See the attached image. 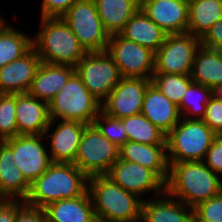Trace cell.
<instances>
[{
    "label": "cell",
    "mask_w": 222,
    "mask_h": 222,
    "mask_svg": "<svg viewBox=\"0 0 222 222\" xmlns=\"http://www.w3.org/2000/svg\"><path fill=\"white\" fill-rule=\"evenodd\" d=\"M165 191L188 207L194 208L222 192V177L203 161L169 163Z\"/></svg>",
    "instance_id": "obj_1"
},
{
    "label": "cell",
    "mask_w": 222,
    "mask_h": 222,
    "mask_svg": "<svg viewBox=\"0 0 222 222\" xmlns=\"http://www.w3.org/2000/svg\"><path fill=\"white\" fill-rule=\"evenodd\" d=\"M88 176L74 163H52L30 184L25 204L44 208L64 199H73L88 190Z\"/></svg>",
    "instance_id": "obj_2"
},
{
    "label": "cell",
    "mask_w": 222,
    "mask_h": 222,
    "mask_svg": "<svg viewBox=\"0 0 222 222\" xmlns=\"http://www.w3.org/2000/svg\"><path fill=\"white\" fill-rule=\"evenodd\" d=\"M97 222H140L143 200L124 190L107 175L88 178Z\"/></svg>",
    "instance_id": "obj_3"
},
{
    "label": "cell",
    "mask_w": 222,
    "mask_h": 222,
    "mask_svg": "<svg viewBox=\"0 0 222 222\" xmlns=\"http://www.w3.org/2000/svg\"><path fill=\"white\" fill-rule=\"evenodd\" d=\"M39 31L32 37V46L42 62L76 64L86 55L70 26L63 18L40 17Z\"/></svg>",
    "instance_id": "obj_4"
},
{
    "label": "cell",
    "mask_w": 222,
    "mask_h": 222,
    "mask_svg": "<svg viewBox=\"0 0 222 222\" xmlns=\"http://www.w3.org/2000/svg\"><path fill=\"white\" fill-rule=\"evenodd\" d=\"M217 136L203 120L182 117L166 135L168 163L203 161Z\"/></svg>",
    "instance_id": "obj_5"
},
{
    "label": "cell",
    "mask_w": 222,
    "mask_h": 222,
    "mask_svg": "<svg viewBox=\"0 0 222 222\" xmlns=\"http://www.w3.org/2000/svg\"><path fill=\"white\" fill-rule=\"evenodd\" d=\"M50 120L80 121L93 124L101 103L90 93L76 72L49 102Z\"/></svg>",
    "instance_id": "obj_6"
},
{
    "label": "cell",
    "mask_w": 222,
    "mask_h": 222,
    "mask_svg": "<svg viewBox=\"0 0 222 222\" xmlns=\"http://www.w3.org/2000/svg\"><path fill=\"white\" fill-rule=\"evenodd\" d=\"M86 52H102L110 35L105 31L94 0H77L62 16Z\"/></svg>",
    "instance_id": "obj_7"
},
{
    "label": "cell",
    "mask_w": 222,
    "mask_h": 222,
    "mask_svg": "<svg viewBox=\"0 0 222 222\" xmlns=\"http://www.w3.org/2000/svg\"><path fill=\"white\" fill-rule=\"evenodd\" d=\"M119 149L90 124L83 131L74 164L88 177L107 175L119 158Z\"/></svg>",
    "instance_id": "obj_8"
},
{
    "label": "cell",
    "mask_w": 222,
    "mask_h": 222,
    "mask_svg": "<svg viewBox=\"0 0 222 222\" xmlns=\"http://www.w3.org/2000/svg\"><path fill=\"white\" fill-rule=\"evenodd\" d=\"M75 72L100 103L108 97L123 78L107 51L87 52L76 64Z\"/></svg>",
    "instance_id": "obj_9"
},
{
    "label": "cell",
    "mask_w": 222,
    "mask_h": 222,
    "mask_svg": "<svg viewBox=\"0 0 222 222\" xmlns=\"http://www.w3.org/2000/svg\"><path fill=\"white\" fill-rule=\"evenodd\" d=\"M113 58L123 78L152 79L155 68V52L134 41L113 34L106 50Z\"/></svg>",
    "instance_id": "obj_10"
},
{
    "label": "cell",
    "mask_w": 222,
    "mask_h": 222,
    "mask_svg": "<svg viewBox=\"0 0 222 222\" xmlns=\"http://www.w3.org/2000/svg\"><path fill=\"white\" fill-rule=\"evenodd\" d=\"M200 45L201 38L188 32L167 35L163 45L155 53L154 73L191 74Z\"/></svg>",
    "instance_id": "obj_11"
},
{
    "label": "cell",
    "mask_w": 222,
    "mask_h": 222,
    "mask_svg": "<svg viewBox=\"0 0 222 222\" xmlns=\"http://www.w3.org/2000/svg\"><path fill=\"white\" fill-rule=\"evenodd\" d=\"M44 138V134L17 135L3 140L14 153L13 160L16 167L30 184L52 164L46 145L47 140Z\"/></svg>",
    "instance_id": "obj_12"
},
{
    "label": "cell",
    "mask_w": 222,
    "mask_h": 222,
    "mask_svg": "<svg viewBox=\"0 0 222 222\" xmlns=\"http://www.w3.org/2000/svg\"><path fill=\"white\" fill-rule=\"evenodd\" d=\"M107 176L143 201L149 194L151 198L152 195L156 197L165 191V183L152 170L120 158L113 163Z\"/></svg>",
    "instance_id": "obj_13"
},
{
    "label": "cell",
    "mask_w": 222,
    "mask_h": 222,
    "mask_svg": "<svg viewBox=\"0 0 222 222\" xmlns=\"http://www.w3.org/2000/svg\"><path fill=\"white\" fill-rule=\"evenodd\" d=\"M151 83V79L146 78H122L101 103V110L119 119L141 114L144 96Z\"/></svg>",
    "instance_id": "obj_14"
},
{
    "label": "cell",
    "mask_w": 222,
    "mask_h": 222,
    "mask_svg": "<svg viewBox=\"0 0 222 222\" xmlns=\"http://www.w3.org/2000/svg\"><path fill=\"white\" fill-rule=\"evenodd\" d=\"M86 126L87 124L80 121L50 120L44 136L50 141L47 142V147L52 163L75 162Z\"/></svg>",
    "instance_id": "obj_15"
},
{
    "label": "cell",
    "mask_w": 222,
    "mask_h": 222,
    "mask_svg": "<svg viewBox=\"0 0 222 222\" xmlns=\"http://www.w3.org/2000/svg\"><path fill=\"white\" fill-rule=\"evenodd\" d=\"M41 62L32 47L22 57L0 68V93H28Z\"/></svg>",
    "instance_id": "obj_16"
},
{
    "label": "cell",
    "mask_w": 222,
    "mask_h": 222,
    "mask_svg": "<svg viewBox=\"0 0 222 222\" xmlns=\"http://www.w3.org/2000/svg\"><path fill=\"white\" fill-rule=\"evenodd\" d=\"M140 8L168 35L187 32L188 0L140 1Z\"/></svg>",
    "instance_id": "obj_17"
},
{
    "label": "cell",
    "mask_w": 222,
    "mask_h": 222,
    "mask_svg": "<svg viewBox=\"0 0 222 222\" xmlns=\"http://www.w3.org/2000/svg\"><path fill=\"white\" fill-rule=\"evenodd\" d=\"M15 114L18 135H43L50 123L48 103L29 93L16 94Z\"/></svg>",
    "instance_id": "obj_18"
},
{
    "label": "cell",
    "mask_w": 222,
    "mask_h": 222,
    "mask_svg": "<svg viewBox=\"0 0 222 222\" xmlns=\"http://www.w3.org/2000/svg\"><path fill=\"white\" fill-rule=\"evenodd\" d=\"M194 209L166 191L142 202L140 222H190Z\"/></svg>",
    "instance_id": "obj_19"
},
{
    "label": "cell",
    "mask_w": 222,
    "mask_h": 222,
    "mask_svg": "<svg viewBox=\"0 0 222 222\" xmlns=\"http://www.w3.org/2000/svg\"><path fill=\"white\" fill-rule=\"evenodd\" d=\"M119 158L152 170L164 183L169 175L166 145H147L127 141L119 149Z\"/></svg>",
    "instance_id": "obj_20"
},
{
    "label": "cell",
    "mask_w": 222,
    "mask_h": 222,
    "mask_svg": "<svg viewBox=\"0 0 222 222\" xmlns=\"http://www.w3.org/2000/svg\"><path fill=\"white\" fill-rule=\"evenodd\" d=\"M141 113L166 135L182 118L178 106L152 83L145 93Z\"/></svg>",
    "instance_id": "obj_21"
},
{
    "label": "cell",
    "mask_w": 222,
    "mask_h": 222,
    "mask_svg": "<svg viewBox=\"0 0 222 222\" xmlns=\"http://www.w3.org/2000/svg\"><path fill=\"white\" fill-rule=\"evenodd\" d=\"M74 73L73 66L41 62L28 93L49 104Z\"/></svg>",
    "instance_id": "obj_22"
},
{
    "label": "cell",
    "mask_w": 222,
    "mask_h": 222,
    "mask_svg": "<svg viewBox=\"0 0 222 222\" xmlns=\"http://www.w3.org/2000/svg\"><path fill=\"white\" fill-rule=\"evenodd\" d=\"M14 153L0 141V199H25L30 190V183L14 163Z\"/></svg>",
    "instance_id": "obj_23"
},
{
    "label": "cell",
    "mask_w": 222,
    "mask_h": 222,
    "mask_svg": "<svg viewBox=\"0 0 222 222\" xmlns=\"http://www.w3.org/2000/svg\"><path fill=\"white\" fill-rule=\"evenodd\" d=\"M48 222H97L88 190L73 199H64L43 208Z\"/></svg>",
    "instance_id": "obj_24"
},
{
    "label": "cell",
    "mask_w": 222,
    "mask_h": 222,
    "mask_svg": "<svg viewBox=\"0 0 222 222\" xmlns=\"http://www.w3.org/2000/svg\"><path fill=\"white\" fill-rule=\"evenodd\" d=\"M119 34L127 40L151 49L155 53L163 45L168 35L149 19L141 8L132 15Z\"/></svg>",
    "instance_id": "obj_25"
},
{
    "label": "cell",
    "mask_w": 222,
    "mask_h": 222,
    "mask_svg": "<svg viewBox=\"0 0 222 222\" xmlns=\"http://www.w3.org/2000/svg\"><path fill=\"white\" fill-rule=\"evenodd\" d=\"M191 79L213 89L222 82V51L200 45L193 61Z\"/></svg>",
    "instance_id": "obj_26"
},
{
    "label": "cell",
    "mask_w": 222,
    "mask_h": 222,
    "mask_svg": "<svg viewBox=\"0 0 222 222\" xmlns=\"http://www.w3.org/2000/svg\"><path fill=\"white\" fill-rule=\"evenodd\" d=\"M98 15L109 35L119 34L140 8V0H94Z\"/></svg>",
    "instance_id": "obj_27"
},
{
    "label": "cell",
    "mask_w": 222,
    "mask_h": 222,
    "mask_svg": "<svg viewBox=\"0 0 222 222\" xmlns=\"http://www.w3.org/2000/svg\"><path fill=\"white\" fill-rule=\"evenodd\" d=\"M222 19V0H188L187 32L202 36Z\"/></svg>",
    "instance_id": "obj_28"
},
{
    "label": "cell",
    "mask_w": 222,
    "mask_h": 222,
    "mask_svg": "<svg viewBox=\"0 0 222 222\" xmlns=\"http://www.w3.org/2000/svg\"><path fill=\"white\" fill-rule=\"evenodd\" d=\"M32 47V36L8 24L0 33V68L22 57Z\"/></svg>",
    "instance_id": "obj_29"
},
{
    "label": "cell",
    "mask_w": 222,
    "mask_h": 222,
    "mask_svg": "<svg viewBox=\"0 0 222 222\" xmlns=\"http://www.w3.org/2000/svg\"><path fill=\"white\" fill-rule=\"evenodd\" d=\"M128 141L147 145H166V134L142 113L121 119Z\"/></svg>",
    "instance_id": "obj_30"
},
{
    "label": "cell",
    "mask_w": 222,
    "mask_h": 222,
    "mask_svg": "<svg viewBox=\"0 0 222 222\" xmlns=\"http://www.w3.org/2000/svg\"><path fill=\"white\" fill-rule=\"evenodd\" d=\"M212 96V89L210 87L193 82L178 105L181 117L202 120L207 103Z\"/></svg>",
    "instance_id": "obj_31"
},
{
    "label": "cell",
    "mask_w": 222,
    "mask_h": 222,
    "mask_svg": "<svg viewBox=\"0 0 222 222\" xmlns=\"http://www.w3.org/2000/svg\"><path fill=\"white\" fill-rule=\"evenodd\" d=\"M151 82L170 101L180 104L188 87L193 83L190 74L154 73Z\"/></svg>",
    "instance_id": "obj_32"
},
{
    "label": "cell",
    "mask_w": 222,
    "mask_h": 222,
    "mask_svg": "<svg viewBox=\"0 0 222 222\" xmlns=\"http://www.w3.org/2000/svg\"><path fill=\"white\" fill-rule=\"evenodd\" d=\"M15 107L16 94L0 93V141L18 135Z\"/></svg>",
    "instance_id": "obj_33"
},
{
    "label": "cell",
    "mask_w": 222,
    "mask_h": 222,
    "mask_svg": "<svg viewBox=\"0 0 222 222\" xmlns=\"http://www.w3.org/2000/svg\"><path fill=\"white\" fill-rule=\"evenodd\" d=\"M93 125L102 135L119 148L128 141L121 119L109 116L102 110L99 111L94 119Z\"/></svg>",
    "instance_id": "obj_34"
},
{
    "label": "cell",
    "mask_w": 222,
    "mask_h": 222,
    "mask_svg": "<svg viewBox=\"0 0 222 222\" xmlns=\"http://www.w3.org/2000/svg\"><path fill=\"white\" fill-rule=\"evenodd\" d=\"M193 209L199 218L207 222H222V192Z\"/></svg>",
    "instance_id": "obj_35"
},
{
    "label": "cell",
    "mask_w": 222,
    "mask_h": 222,
    "mask_svg": "<svg viewBox=\"0 0 222 222\" xmlns=\"http://www.w3.org/2000/svg\"><path fill=\"white\" fill-rule=\"evenodd\" d=\"M202 120L218 135H222V100L212 96Z\"/></svg>",
    "instance_id": "obj_36"
},
{
    "label": "cell",
    "mask_w": 222,
    "mask_h": 222,
    "mask_svg": "<svg viewBox=\"0 0 222 222\" xmlns=\"http://www.w3.org/2000/svg\"><path fill=\"white\" fill-rule=\"evenodd\" d=\"M77 0H42L40 17H56L62 16Z\"/></svg>",
    "instance_id": "obj_37"
},
{
    "label": "cell",
    "mask_w": 222,
    "mask_h": 222,
    "mask_svg": "<svg viewBox=\"0 0 222 222\" xmlns=\"http://www.w3.org/2000/svg\"><path fill=\"white\" fill-rule=\"evenodd\" d=\"M203 162L215 173L222 177V135L217 136L209 149Z\"/></svg>",
    "instance_id": "obj_38"
},
{
    "label": "cell",
    "mask_w": 222,
    "mask_h": 222,
    "mask_svg": "<svg viewBox=\"0 0 222 222\" xmlns=\"http://www.w3.org/2000/svg\"><path fill=\"white\" fill-rule=\"evenodd\" d=\"M24 205L22 199H0V222H14L17 212Z\"/></svg>",
    "instance_id": "obj_39"
},
{
    "label": "cell",
    "mask_w": 222,
    "mask_h": 222,
    "mask_svg": "<svg viewBox=\"0 0 222 222\" xmlns=\"http://www.w3.org/2000/svg\"><path fill=\"white\" fill-rule=\"evenodd\" d=\"M201 45L222 51V19L202 36Z\"/></svg>",
    "instance_id": "obj_40"
},
{
    "label": "cell",
    "mask_w": 222,
    "mask_h": 222,
    "mask_svg": "<svg viewBox=\"0 0 222 222\" xmlns=\"http://www.w3.org/2000/svg\"><path fill=\"white\" fill-rule=\"evenodd\" d=\"M14 222H46V215L43 208L25 204L17 212Z\"/></svg>",
    "instance_id": "obj_41"
},
{
    "label": "cell",
    "mask_w": 222,
    "mask_h": 222,
    "mask_svg": "<svg viewBox=\"0 0 222 222\" xmlns=\"http://www.w3.org/2000/svg\"><path fill=\"white\" fill-rule=\"evenodd\" d=\"M212 95L216 99L222 100V82L212 89Z\"/></svg>",
    "instance_id": "obj_42"
},
{
    "label": "cell",
    "mask_w": 222,
    "mask_h": 222,
    "mask_svg": "<svg viewBox=\"0 0 222 222\" xmlns=\"http://www.w3.org/2000/svg\"><path fill=\"white\" fill-rule=\"evenodd\" d=\"M8 25L6 20L4 19L3 16L0 14V33L3 31V29Z\"/></svg>",
    "instance_id": "obj_43"
},
{
    "label": "cell",
    "mask_w": 222,
    "mask_h": 222,
    "mask_svg": "<svg viewBox=\"0 0 222 222\" xmlns=\"http://www.w3.org/2000/svg\"><path fill=\"white\" fill-rule=\"evenodd\" d=\"M190 222H207V221L199 218L195 213H193Z\"/></svg>",
    "instance_id": "obj_44"
},
{
    "label": "cell",
    "mask_w": 222,
    "mask_h": 222,
    "mask_svg": "<svg viewBox=\"0 0 222 222\" xmlns=\"http://www.w3.org/2000/svg\"><path fill=\"white\" fill-rule=\"evenodd\" d=\"M140 1H169V0H140Z\"/></svg>",
    "instance_id": "obj_45"
}]
</instances>
